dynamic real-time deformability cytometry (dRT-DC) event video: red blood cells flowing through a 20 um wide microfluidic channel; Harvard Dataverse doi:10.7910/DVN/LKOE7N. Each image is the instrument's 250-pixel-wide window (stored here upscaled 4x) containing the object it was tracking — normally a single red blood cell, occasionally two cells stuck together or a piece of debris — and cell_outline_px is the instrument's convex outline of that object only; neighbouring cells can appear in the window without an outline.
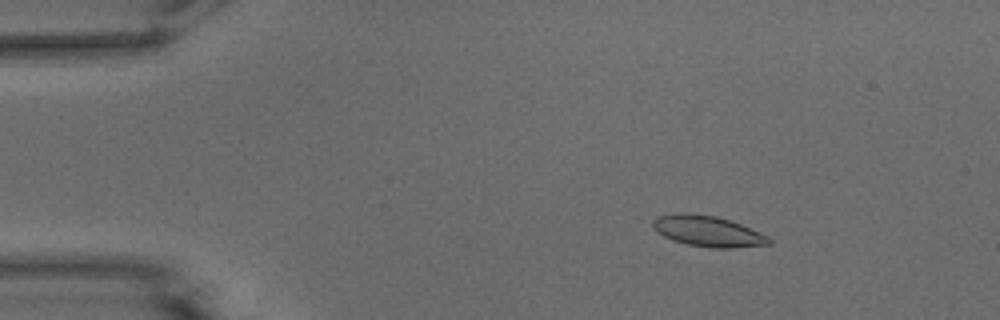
{"species": "common noctule bat (a hibernating species)", "species_latin": "Nyctalus noctula", "temperature_condition": "warm", "stored_images_in_passage": 43, "camera_frame_rate_fps": 3000, "um_per_image_px": 0.085, "animal": {"sex": "male", "body_mass_g": 15.6}, "frame": {"image": 1, "passage_image": 7, "time_ms": 2.0, "image_size_px": [1000, 320], "cell_outline_px": [[772, 244], [732, 248], [712, 248], [688, 244], [672, 240], [656, 232], [652, 228], [652, 220], [660, 216], [680, 212], [684, 212], [716, 216], [740, 224], [760, 232], [768, 236], [772, 240]], "centroid_in_image_um": [60.16, 19.65], "position_along_channel_um": 24.8, "area_um2": 20.87}}
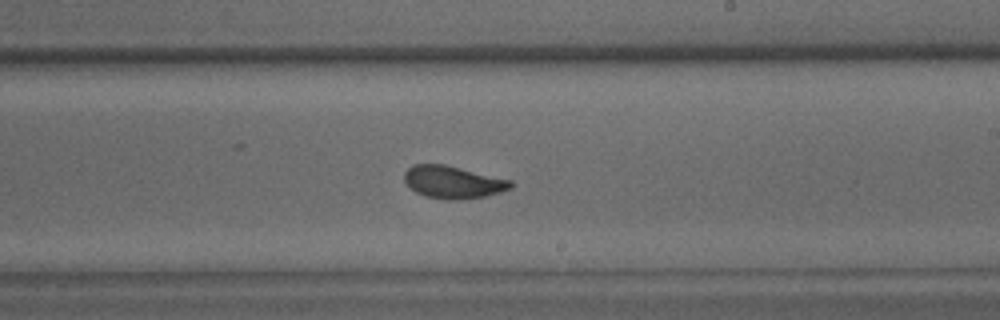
{"frame": {"image": 2, "passage_image": 30, "time_ms": 9.667, "image_size_px": [1000, 320], "cell_outline_px": [[512, 188], [500, 192], [484, 196], [460, 200], [448, 200], [424, 196], [416, 192], [404, 180], [404, 172], [412, 164], [444, 164], [512, 180]], "centroid_in_image_um": [38.5, 15.48], "position_along_channel_um": 250.5, "area_um2": 20.11}}
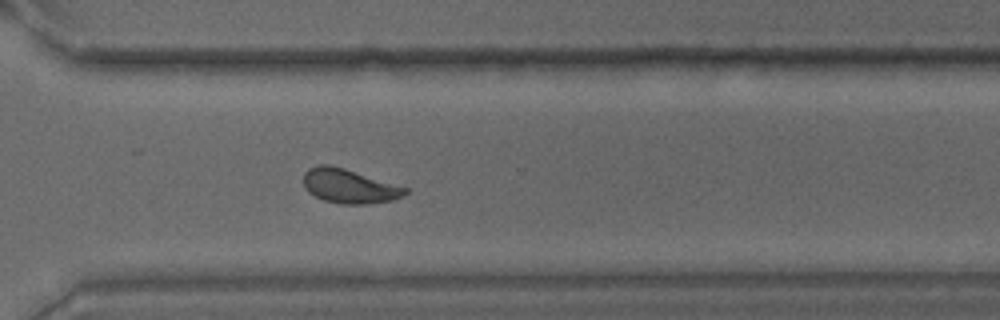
{"frame": {"image": 3, "passage_image": 37, "time_ms": 12.0, "image_size_px": [1000, 320], "cell_outline_px": [[408, 192], [404, 196], [392, 200], [368, 204], [340, 204], [324, 200], [308, 192], [304, 188], [304, 172], [308, 168], [320, 164], [328, 164], [344, 168], [408, 188]], "centroid_in_image_um": [29.67, 15.82], "position_along_channel_um": 340.9, "area_um2": 20.29}, "authors_computed_cell_mechanics": {"area_um2": 20.1144, "velocity_mm_per_s": 3.8745, "shape_relaxation_time_tau1_ms": 3.6388, "shape_relaxation_time_tau2_ms": 1.1943, "deformation_change_tau1": 0.1214, "deformation_change_tau2": 0.0563}}